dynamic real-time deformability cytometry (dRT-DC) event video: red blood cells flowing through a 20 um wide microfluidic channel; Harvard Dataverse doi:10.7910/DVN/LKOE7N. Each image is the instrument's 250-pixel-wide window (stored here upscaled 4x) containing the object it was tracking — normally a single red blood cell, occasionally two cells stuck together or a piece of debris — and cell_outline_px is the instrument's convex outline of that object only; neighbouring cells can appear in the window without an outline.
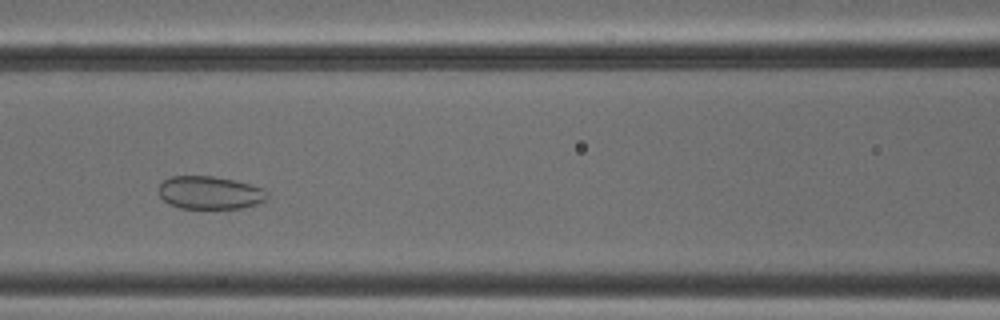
{"species": "common noctule bat (a hibernating species)", "species_latin": "Nyctalus noctula", "temperature_condition": "cold", "stored_images_in_passage": 47, "camera_frame_rate_fps": 3000, "um_per_image_px": 0.085, "animal": {"sex": "male", "body_mass_g": 18.8}, "frame": {"image": 1, "passage_image": 18, "time_ms": 5.667, "image_size_px": [1000, 320], "cell_outline_px": [[268, 200], [260, 204], [244, 208], [180, 208], [168, 204], [160, 196], [160, 184], [164, 180], [172, 176], [212, 176], [252, 184], [264, 188], [268, 192]], "centroid_in_image_um": [17.91, 16.39], "position_along_channel_um": 148.7, "area_um2": 21.04}}
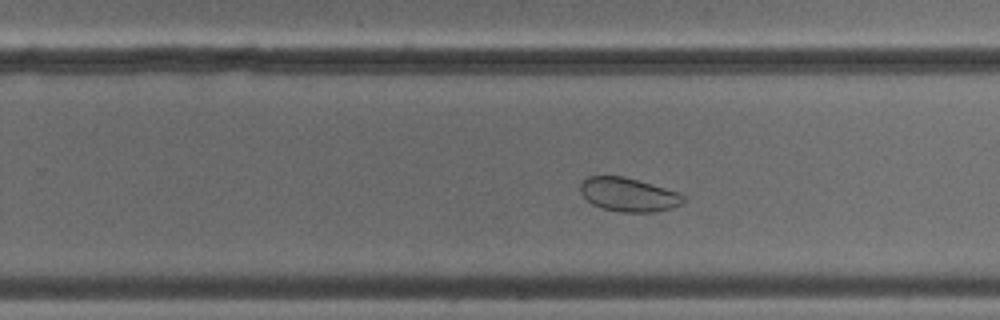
{"frame": {"image": 2, "passage_image": 28, "time_ms": 9.0, "image_size_px": [1000, 320], "cell_outline_px": [[684, 200], [680, 204], [672, 208], [652, 212], [620, 212], [600, 208], [592, 204], [580, 192], [580, 184], [588, 176], [620, 176], [636, 180], [680, 192], [684, 196]], "centroid_in_image_um": [53.41, 16.55], "position_along_channel_um": 276.4, "area_um2": 20.11}}
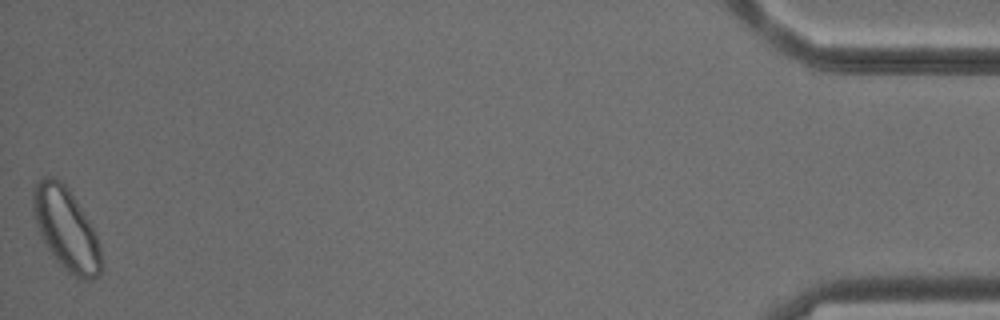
{"frame": {"image": 3, "passage_image": 47, "time_ms": 15.333, "image_size_px": [1000, 320], "cell_outline_px": [[100, 276], [92, 280], [84, 280], [72, 276], [52, 256], [44, 244], [40, 236], [32, 212], [32, 188], [36, 180], [44, 176], [52, 176], [60, 180], [68, 188], [88, 220], [100, 244]], "centroid_in_image_um": [5.57, 19.45], "position_along_channel_um": 429.6, "area_um2": 32.83}, "authors_computed_cell_mechanics": {"area_um2": 27.5706, "velocity_mm_per_s": 3.8345, "shape_relaxation_time_tau1_ms": null, "shape_relaxation_time_tau2_ms": 1.636, "deformation_change_tau1": null, "deformation_change_tau2": 0.0528}}